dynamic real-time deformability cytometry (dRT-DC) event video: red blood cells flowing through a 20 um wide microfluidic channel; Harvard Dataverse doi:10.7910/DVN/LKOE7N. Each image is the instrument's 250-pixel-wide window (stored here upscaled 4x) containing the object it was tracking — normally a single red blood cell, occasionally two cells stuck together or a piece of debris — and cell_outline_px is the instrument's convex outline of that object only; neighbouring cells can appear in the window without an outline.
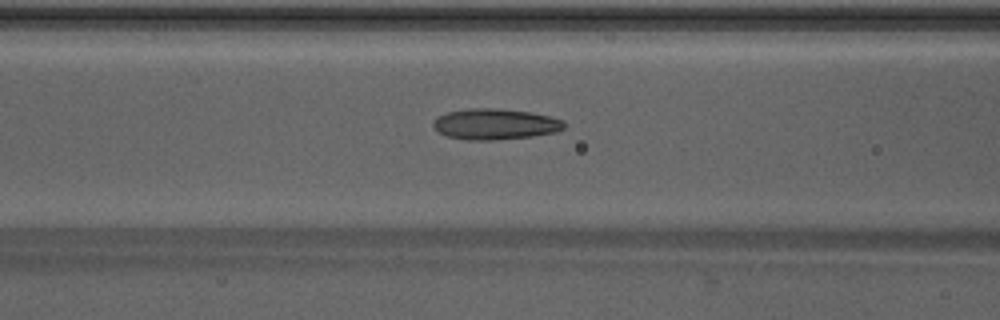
{"species": "Egyptian fruit bat (a non-hibernating species)", "species_latin": "Rousettus aegyptiacus", "temperature_condition": "warm", "stored_images_in_passage": 34, "camera_frame_rate_fps": 3000, "um_per_image_px": 0.085, "animal": {"sex": "male"}, "frame": {"image": 1, "passage_image": 10, "time_ms": 3.0, "image_size_px": [1000, 320], "cell_outline_px": [[564, 128], [556, 132], [532, 136], [496, 140], [468, 140], [448, 136], [440, 132], [432, 124], [440, 116], [448, 112], [472, 108], [492, 108], [532, 112], [564, 120]], "centroid_in_image_um": [42.13, 10.55], "position_along_channel_um": 124.5, "area_um2": 23.24}}
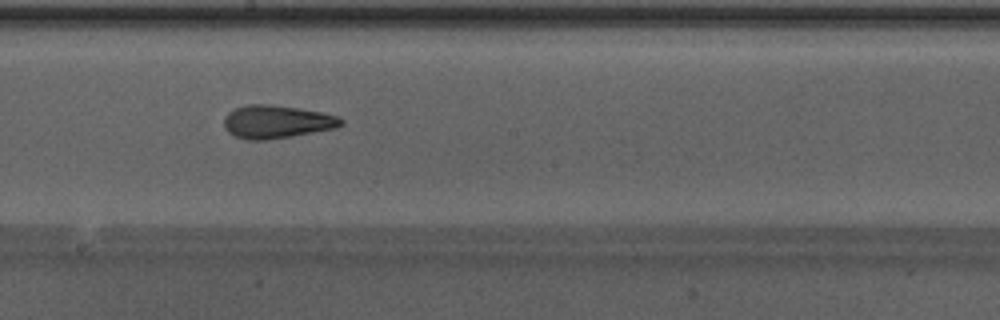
{"frame": {"image": 2, "passage_image": 17, "time_ms": 5.333, "image_size_px": [1000, 320], "cell_outline_px": [[344, 124], [336, 128], [268, 140], [248, 140], [236, 136], [228, 132], [224, 128], [224, 116], [228, 112], [236, 108], [248, 104], [272, 104], [300, 108], [320, 112], [336, 116], [344, 120]], "centroid_in_image_um": [23.5, 10.34], "position_along_channel_um": 224.7, "area_um2": 22.6}}
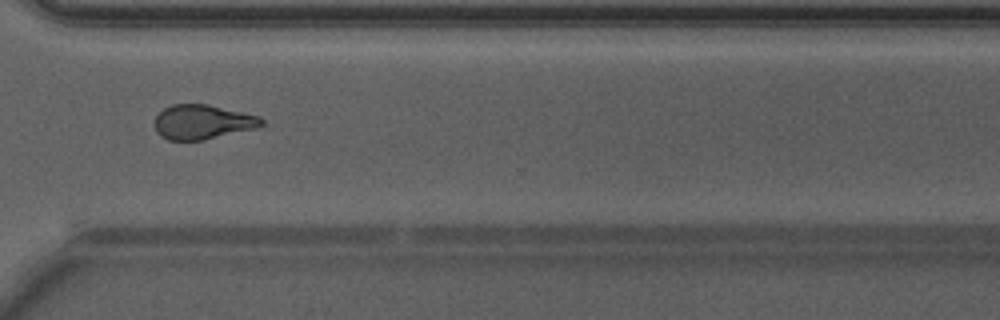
{"frame": {"image": 3, "passage_image": 26, "time_ms": 8.333, "image_size_px": [1000, 320], "cell_outline_px": [[264, 124], [256, 128], [204, 140], [168, 140], [160, 136], [156, 132], [156, 116], [164, 108], [172, 104], [208, 104], [260, 116], [264, 120]], "centroid_in_image_um": [17.23, 10.37], "position_along_channel_um": 353.4, "area_um2": 21.5}, "authors_computed_cell_mechanics": {"area_um2": 21.6461, "velocity_mm_per_s": 4.2893, "shape_relaxation_time_tau1_ms": 7.4529, "shape_relaxation_time_tau2_ms": 2.5461, "deformation_change_tau1": 0.2194, "deformation_change_tau2": 0.1025}}